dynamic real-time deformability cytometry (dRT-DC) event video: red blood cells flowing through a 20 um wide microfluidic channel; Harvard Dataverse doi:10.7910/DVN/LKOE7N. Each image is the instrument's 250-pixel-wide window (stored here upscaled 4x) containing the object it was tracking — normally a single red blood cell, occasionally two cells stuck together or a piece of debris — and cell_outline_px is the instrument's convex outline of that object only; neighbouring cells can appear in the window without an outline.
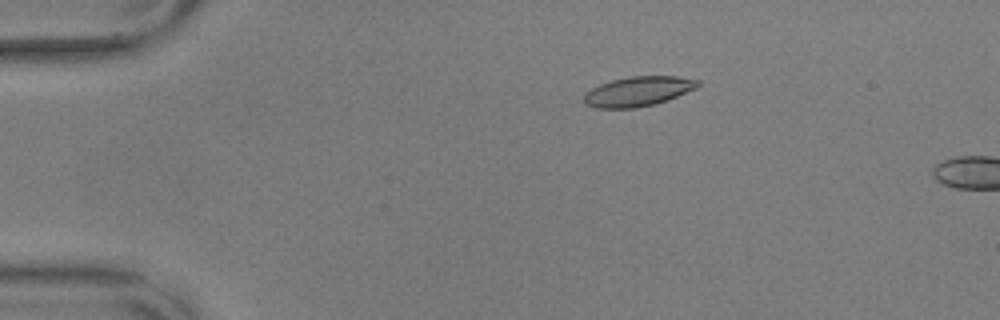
{"species": "common noctule bat (a hibernating species)", "species_latin": "Nyctalus noctula", "temperature_condition": "warm", "stored_images_in_passage": 10, "camera_frame_rate_fps": 3000, "um_per_image_px": 0.085, "animal": {"sex": "male", "body_mass_g": 17.9, "forearm_length_mm": 54.2}, "frame": {"image": 1, "passage_image": 6, "time_ms": 1.667, "image_size_px": [1000, 320], "cell_outline_px": [[700, 84], [696, 88], [668, 100], [636, 108], [596, 108], [584, 104], [584, 92], [600, 84], [612, 80], [628, 76], [676, 76], [700, 80]], "centroid_in_image_um": [54.22, 7.76], "position_along_channel_um": 30.8, "area_um2": 19.77}}